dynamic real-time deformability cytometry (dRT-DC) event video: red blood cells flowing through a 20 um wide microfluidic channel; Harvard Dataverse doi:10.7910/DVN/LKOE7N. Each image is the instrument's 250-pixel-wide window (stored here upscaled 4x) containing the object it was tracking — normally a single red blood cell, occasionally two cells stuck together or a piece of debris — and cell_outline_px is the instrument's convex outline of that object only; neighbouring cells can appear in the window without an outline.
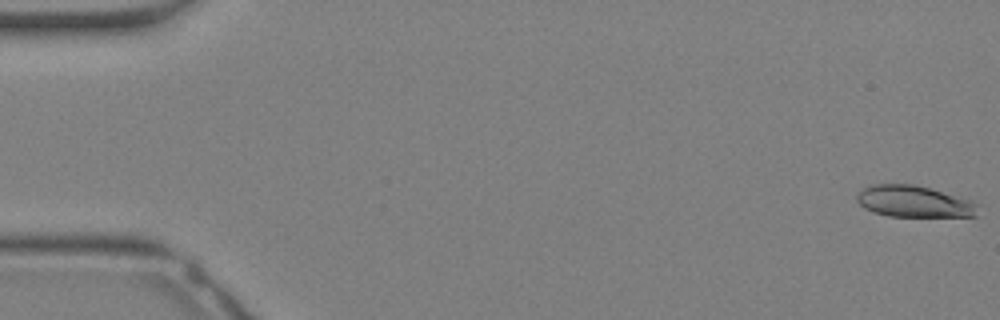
{"species": "Egyptian fruit bat (a non-hibernating species)", "species_latin": "Rousettus aegyptiacus", "temperature_condition": "warm", "stored_images_in_passage": 34, "camera_frame_rate_fps": 3000, "um_per_image_px": 0.085, "animal": {"sex": "female"}, "frame": {"image": 1, "passage_image": 1, "time_ms": 0.0, "image_size_px": [1000, 320], "cell_outline_px": [[976, 216], [888, 216], [872, 212], [864, 208], [856, 200], [856, 196], [868, 184], [916, 184], [968, 200], [976, 204]], "centroid_in_image_um": [77.59, 17.12], "position_along_channel_um": 7.4, "area_um2": 21.91}}
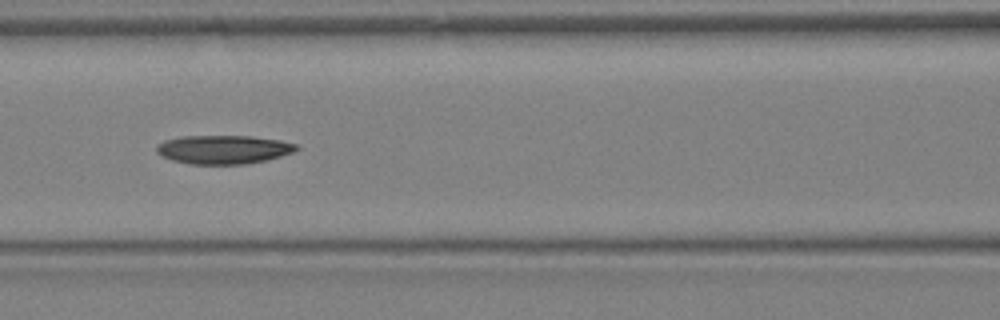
{"frame": {"image": 2, "passage_image": 15, "time_ms": 4.667, "image_size_px": [1000, 320], "cell_outline_px": [[300, 148], [292, 152], [280, 156], [264, 160], [244, 164], [192, 164], [172, 160], [156, 152], [156, 144], [164, 140], [180, 136], [252, 136], [280, 140], [296, 144]], "centroid_in_image_um": [18.97, 12.69], "position_along_channel_um": 147.6, "area_um2": 23.29}}
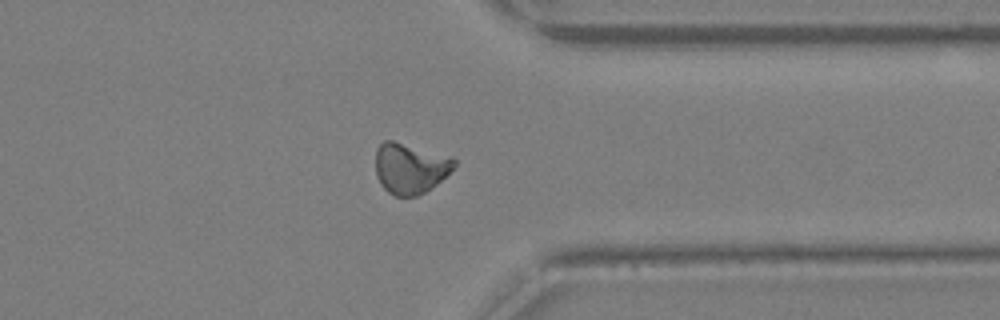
{"frame": {"image": 3, "passage_image": 26, "time_ms": 8.333, "image_size_px": [1000, 320], "cell_outline_px": [[456, 164], [436, 184], [424, 192], [416, 196], [396, 196], [388, 192], [380, 184], [376, 176], [376, 148], [384, 140], [392, 140], [452, 156], [456, 160]], "centroid_in_image_um": [34.84, 14.28], "position_along_channel_um": 376.6, "area_um2": 23.12}}